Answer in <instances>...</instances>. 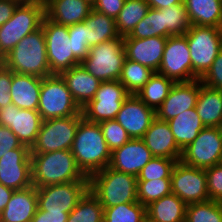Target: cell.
Wrapping results in <instances>:
<instances>
[{
  "label": "cell",
  "mask_w": 222,
  "mask_h": 222,
  "mask_svg": "<svg viewBox=\"0 0 222 222\" xmlns=\"http://www.w3.org/2000/svg\"><path fill=\"white\" fill-rule=\"evenodd\" d=\"M32 185L36 188L73 181H89L71 150L31 153Z\"/></svg>",
  "instance_id": "1"
},
{
  "label": "cell",
  "mask_w": 222,
  "mask_h": 222,
  "mask_svg": "<svg viewBox=\"0 0 222 222\" xmlns=\"http://www.w3.org/2000/svg\"><path fill=\"white\" fill-rule=\"evenodd\" d=\"M71 152L80 170L90 177L110 165L111 151L99 123L84 118L79 122Z\"/></svg>",
  "instance_id": "2"
},
{
  "label": "cell",
  "mask_w": 222,
  "mask_h": 222,
  "mask_svg": "<svg viewBox=\"0 0 222 222\" xmlns=\"http://www.w3.org/2000/svg\"><path fill=\"white\" fill-rule=\"evenodd\" d=\"M1 62L15 73L44 78L53 75L42 26L23 37Z\"/></svg>",
  "instance_id": "3"
},
{
  "label": "cell",
  "mask_w": 222,
  "mask_h": 222,
  "mask_svg": "<svg viewBox=\"0 0 222 222\" xmlns=\"http://www.w3.org/2000/svg\"><path fill=\"white\" fill-rule=\"evenodd\" d=\"M89 190L103 207L137 202V177L107 166L89 177Z\"/></svg>",
  "instance_id": "4"
},
{
  "label": "cell",
  "mask_w": 222,
  "mask_h": 222,
  "mask_svg": "<svg viewBox=\"0 0 222 222\" xmlns=\"http://www.w3.org/2000/svg\"><path fill=\"white\" fill-rule=\"evenodd\" d=\"M45 16L44 2H21L9 21L0 26V61L26 35L41 27Z\"/></svg>",
  "instance_id": "5"
},
{
  "label": "cell",
  "mask_w": 222,
  "mask_h": 222,
  "mask_svg": "<svg viewBox=\"0 0 222 222\" xmlns=\"http://www.w3.org/2000/svg\"><path fill=\"white\" fill-rule=\"evenodd\" d=\"M192 63V75L201 79L222 49V28L191 25L184 34Z\"/></svg>",
  "instance_id": "6"
},
{
  "label": "cell",
  "mask_w": 222,
  "mask_h": 222,
  "mask_svg": "<svg viewBox=\"0 0 222 222\" xmlns=\"http://www.w3.org/2000/svg\"><path fill=\"white\" fill-rule=\"evenodd\" d=\"M126 59L123 37L91 46L81 65L101 82L119 80Z\"/></svg>",
  "instance_id": "7"
},
{
  "label": "cell",
  "mask_w": 222,
  "mask_h": 222,
  "mask_svg": "<svg viewBox=\"0 0 222 222\" xmlns=\"http://www.w3.org/2000/svg\"><path fill=\"white\" fill-rule=\"evenodd\" d=\"M37 111L43 120L82 116L81 108L59 74L42 78Z\"/></svg>",
  "instance_id": "8"
},
{
  "label": "cell",
  "mask_w": 222,
  "mask_h": 222,
  "mask_svg": "<svg viewBox=\"0 0 222 222\" xmlns=\"http://www.w3.org/2000/svg\"><path fill=\"white\" fill-rule=\"evenodd\" d=\"M83 116L60 117L43 120L30 153L71 150L76 130Z\"/></svg>",
  "instance_id": "9"
},
{
  "label": "cell",
  "mask_w": 222,
  "mask_h": 222,
  "mask_svg": "<svg viewBox=\"0 0 222 222\" xmlns=\"http://www.w3.org/2000/svg\"><path fill=\"white\" fill-rule=\"evenodd\" d=\"M41 26L45 35L47 60L52 74H60L81 64L72 52V39H69L68 26L57 24L46 16Z\"/></svg>",
  "instance_id": "10"
},
{
  "label": "cell",
  "mask_w": 222,
  "mask_h": 222,
  "mask_svg": "<svg viewBox=\"0 0 222 222\" xmlns=\"http://www.w3.org/2000/svg\"><path fill=\"white\" fill-rule=\"evenodd\" d=\"M129 95L119 80L101 82L95 97L81 108L82 116L93 123L115 119Z\"/></svg>",
  "instance_id": "11"
},
{
  "label": "cell",
  "mask_w": 222,
  "mask_h": 222,
  "mask_svg": "<svg viewBox=\"0 0 222 222\" xmlns=\"http://www.w3.org/2000/svg\"><path fill=\"white\" fill-rule=\"evenodd\" d=\"M222 160V135L218 127L203 128L195 140L182 150L181 161L189 166L206 169Z\"/></svg>",
  "instance_id": "12"
},
{
  "label": "cell",
  "mask_w": 222,
  "mask_h": 222,
  "mask_svg": "<svg viewBox=\"0 0 222 222\" xmlns=\"http://www.w3.org/2000/svg\"><path fill=\"white\" fill-rule=\"evenodd\" d=\"M36 189L40 210L70 213L89 191V181H73Z\"/></svg>",
  "instance_id": "13"
},
{
  "label": "cell",
  "mask_w": 222,
  "mask_h": 222,
  "mask_svg": "<svg viewBox=\"0 0 222 222\" xmlns=\"http://www.w3.org/2000/svg\"><path fill=\"white\" fill-rule=\"evenodd\" d=\"M171 192L186 205L209 200L205 169L177 161L171 173Z\"/></svg>",
  "instance_id": "14"
},
{
  "label": "cell",
  "mask_w": 222,
  "mask_h": 222,
  "mask_svg": "<svg viewBox=\"0 0 222 222\" xmlns=\"http://www.w3.org/2000/svg\"><path fill=\"white\" fill-rule=\"evenodd\" d=\"M157 72L175 82H188L196 79L192 75L191 56L185 35L167 38L162 62Z\"/></svg>",
  "instance_id": "15"
},
{
  "label": "cell",
  "mask_w": 222,
  "mask_h": 222,
  "mask_svg": "<svg viewBox=\"0 0 222 222\" xmlns=\"http://www.w3.org/2000/svg\"><path fill=\"white\" fill-rule=\"evenodd\" d=\"M0 183L15 190L32 186L30 148L22 145L0 158Z\"/></svg>",
  "instance_id": "16"
},
{
  "label": "cell",
  "mask_w": 222,
  "mask_h": 222,
  "mask_svg": "<svg viewBox=\"0 0 222 222\" xmlns=\"http://www.w3.org/2000/svg\"><path fill=\"white\" fill-rule=\"evenodd\" d=\"M42 122L38 111L19 109L13 103L0 108V125L10 128L19 141L29 148L34 144Z\"/></svg>",
  "instance_id": "17"
},
{
  "label": "cell",
  "mask_w": 222,
  "mask_h": 222,
  "mask_svg": "<svg viewBox=\"0 0 222 222\" xmlns=\"http://www.w3.org/2000/svg\"><path fill=\"white\" fill-rule=\"evenodd\" d=\"M155 118V110L145 105L137 95L130 94L124 100L115 120L131 138H142Z\"/></svg>",
  "instance_id": "18"
},
{
  "label": "cell",
  "mask_w": 222,
  "mask_h": 222,
  "mask_svg": "<svg viewBox=\"0 0 222 222\" xmlns=\"http://www.w3.org/2000/svg\"><path fill=\"white\" fill-rule=\"evenodd\" d=\"M200 90V79L175 82L167 98L156 110V117L169 121L182 112L195 108Z\"/></svg>",
  "instance_id": "19"
},
{
  "label": "cell",
  "mask_w": 222,
  "mask_h": 222,
  "mask_svg": "<svg viewBox=\"0 0 222 222\" xmlns=\"http://www.w3.org/2000/svg\"><path fill=\"white\" fill-rule=\"evenodd\" d=\"M153 154L141 138H131L120 148L111 152L110 167L120 172L135 175L153 158Z\"/></svg>",
  "instance_id": "20"
},
{
  "label": "cell",
  "mask_w": 222,
  "mask_h": 222,
  "mask_svg": "<svg viewBox=\"0 0 222 222\" xmlns=\"http://www.w3.org/2000/svg\"><path fill=\"white\" fill-rule=\"evenodd\" d=\"M168 37H149L145 39L123 38L126 58L157 72L162 62Z\"/></svg>",
  "instance_id": "21"
},
{
  "label": "cell",
  "mask_w": 222,
  "mask_h": 222,
  "mask_svg": "<svg viewBox=\"0 0 222 222\" xmlns=\"http://www.w3.org/2000/svg\"><path fill=\"white\" fill-rule=\"evenodd\" d=\"M141 139L154 157L181 160L182 150L175 142L167 121L156 117Z\"/></svg>",
  "instance_id": "22"
},
{
  "label": "cell",
  "mask_w": 222,
  "mask_h": 222,
  "mask_svg": "<svg viewBox=\"0 0 222 222\" xmlns=\"http://www.w3.org/2000/svg\"><path fill=\"white\" fill-rule=\"evenodd\" d=\"M65 81L73 99L80 108L91 101L101 81L91 75L81 64L73 66L59 74Z\"/></svg>",
  "instance_id": "23"
},
{
  "label": "cell",
  "mask_w": 222,
  "mask_h": 222,
  "mask_svg": "<svg viewBox=\"0 0 222 222\" xmlns=\"http://www.w3.org/2000/svg\"><path fill=\"white\" fill-rule=\"evenodd\" d=\"M45 16L64 26L84 22L93 9L86 0H45Z\"/></svg>",
  "instance_id": "24"
},
{
  "label": "cell",
  "mask_w": 222,
  "mask_h": 222,
  "mask_svg": "<svg viewBox=\"0 0 222 222\" xmlns=\"http://www.w3.org/2000/svg\"><path fill=\"white\" fill-rule=\"evenodd\" d=\"M37 209L38 199L35 186L15 190L0 213V222H31Z\"/></svg>",
  "instance_id": "25"
},
{
  "label": "cell",
  "mask_w": 222,
  "mask_h": 222,
  "mask_svg": "<svg viewBox=\"0 0 222 222\" xmlns=\"http://www.w3.org/2000/svg\"><path fill=\"white\" fill-rule=\"evenodd\" d=\"M42 78L13 72L11 100L19 109L37 111Z\"/></svg>",
  "instance_id": "26"
},
{
  "label": "cell",
  "mask_w": 222,
  "mask_h": 222,
  "mask_svg": "<svg viewBox=\"0 0 222 222\" xmlns=\"http://www.w3.org/2000/svg\"><path fill=\"white\" fill-rule=\"evenodd\" d=\"M195 109L205 127H219L222 121V91L207 87L200 80Z\"/></svg>",
  "instance_id": "27"
},
{
  "label": "cell",
  "mask_w": 222,
  "mask_h": 222,
  "mask_svg": "<svg viewBox=\"0 0 222 222\" xmlns=\"http://www.w3.org/2000/svg\"><path fill=\"white\" fill-rule=\"evenodd\" d=\"M187 205L174 193L146 206L147 218L152 222H185Z\"/></svg>",
  "instance_id": "28"
},
{
  "label": "cell",
  "mask_w": 222,
  "mask_h": 222,
  "mask_svg": "<svg viewBox=\"0 0 222 222\" xmlns=\"http://www.w3.org/2000/svg\"><path fill=\"white\" fill-rule=\"evenodd\" d=\"M175 142L183 150L191 144L200 131L205 128L195 108H191L167 121Z\"/></svg>",
  "instance_id": "29"
},
{
  "label": "cell",
  "mask_w": 222,
  "mask_h": 222,
  "mask_svg": "<svg viewBox=\"0 0 222 222\" xmlns=\"http://www.w3.org/2000/svg\"><path fill=\"white\" fill-rule=\"evenodd\" d=\"M191 25L222 28V0H184Z\"/></svg>",
  "instance_id": "30"
},
{
  "label": "cell",
  "mask_w": 222,
  "mask_h": 222,
  "mask_svg": "<svg viewBox=\"0 0 222 222\" xmlns=\"http://www.w3.org/2000/svg\"><path fill=\"white\" fill-rule=\"evenodd\" d=\"M87 25V41L90 46L97 45L107 40L117 39L115 19L99 13L92 9L88 17L84 20Z\"/></svg>",
  "instance_id": "31"
},
{
  "label": "cell",
  "mask_w": 222,
  "mask_h": 222,
  "mask_svg": "<svg viewBox=\"0 0 222 222\" xmlns=\"http://www.w3.org/2000/svg\"><path fill=\"white\" fill-rule=\"evenodd\" d=\"M174 84V80L154 72L137 96L145 105L156 111L167 98Z\"/></svg>",
  "instance_id": "32"
},
{
  "label": "cell",
  "mask_w": 222,
  "mask_h": 222,
  "mask_svg": "<svg viewBox=\"0 0 222 222\" xmlns=\"http://www.w3.org/2000/svg\"><path fill=\"white\" fill-rule=\"evenodd\" d=\"M149 4L145 0H125L119 15L115 19L117 33L124 37L146 16Z\"/></svg>",
  "instance_id": "33"
},
{
  "label": "cell",
  "mask_w": 222,
  "mask_h": 222,
  "mask_svg": "<svg viewBox=\"0 0 222 222\" xmlns=\"http://www.w3.org/2000/svg\"><path fill=\"white\" fill-rule=\"evenodd\" d=\"M153 74L150 68L126 58L119 81L129 94L137 95Z\"/></svg>",
  "instance_id": "34"
},
{
  "label": "cell",
  "mask_w": 222,
  "mask_h": 222,
  "mask_svg": "<svg viewBox=\"0 0 222 222\" xmlns=\"http://www.w3.org/2000/svg\"><path fill=\"white\" fill-rule=\"evenodd\" d=\"M104 208L89 190L69 213L67 222H103Z\"/></svg>",
  "instance_id": "35"
},
{
  "label": "cell",
  "mask_w": 222,
  "mask_h": 222,
  "mask_svg": "<svg viewBox=\"0 0 222 222\" xmlns=\"http://www.w3.org/2000/svg\"><path fill=\"white\" fill-rule=\"evenodd\" d=\"M159 10L163 14L164 37L184 35L189 30L191 23L184 3Z\"/></svg>",
  "instance_id": "36"
},
{
  "label": "cell",
  "mask_w": 222,
  "mask_h": 222,
  "mask_svg": "<svg viewBox=\"0 0 222 222\" xmlns=\"http://www.w3.org/2000/svg\"><path fill=\"white\" fill-rule=\"evenodd\" d=\"M103 208V222H142L147 217L146 206L138 201Z\"/></svg>",
  "instance_id": "37"
},
{
  "label": "cell",
  "mask_w": 222,
  "mask_h": 222,
  "mask_svg": "<svg viewBox=\"0 0 222 222\" xmlns=\"http://www.w3.org/2000/svg\"><path fill=\"white\" fill-rule=\"evenodd\" d=\"M185 222H222V202L209 199L188 204Z\"/></svg>",
  "instance_id": "38"
},
{
  "label": "cell",
  "mask_w": 222,
  "mask_h": 222,
  "mask_svg": "<svg viewBox=\"0 0 222 222\" xmlns=\"http://www.w3.org/2000/svg\"><path fill=\"white\" fill-rule=\"evenodd\" d=\"M164 37L163 14L159 9L149 8L146 16L135 26L132 32L123 38L145 39L149 37Z\"/></svg>",
  "instance_id": "39"
},
{
  "label": "cell",
  "mask_w": 222,
  "mask_h": 222,
  "mask_svg": "<svg viewBox=\"0 0 222 222\" xmlns=\"http://www.w3.org/2000/svg\"><path fill=\"white\" fill-rule=\"evenodd\" d=\"M171 193V178L137 181V200L144 206Z\"/></svg>",
  "instance_id": "40"
},
{
  "label": "cell",
  "mask_w": 222,
  "mask_h": 222,
  "mask_svg": "<svg viewBox=\"0 0 222 222\" xmlns=\"http://www.w3.org/2000/svg\"><path fill=\"white\" fill-rule=\"evenodd\" d=\"M178 160L163 157H153L137 176V181L171 178L174 165Z\"/></svg>",
  "instance_id": "41"
},
{
  "label": "cell",
  "mask_w": 222,
  "mask_h": 222,
  "mask_svg": "<svg viewBox=\"0 0 222 222\" xmlns=\"http://www.w3.org/2000/svg\"><path fill=\"white\" fill-rule=\"evenodd\" d=\"M99 125L111 152L131 139L127 131L115 119L102 121Z\"/></svg>",
  "instance_id": "42"
},
{
  "label": "cell",
  "mask_w": 222,
  "mask_h": 222,
  "mask_svg": "<svg viewBox=\"0 0 222 222\" xmlns=\"http://www.w3.org/2000/svg\"><path fill=\"white\" fill-rule=\"evenodd\" d=\"M86 29L85 22L68 26L69 39H72V52L80 63L87 57L91 47L87 41Z\"/></svg>",
  "instance_id": "43"
},
{
  "label": "cell",
  "mask_w": 222,
  "mask_h": 222,
  "mask_svg": "<svg viewBox=\"0 0 222 222\" xmlns=\"http://www.w3.org/2000/svg\"><path fill=\"white\" fill-rule=\"evenodd\" d=\"M209 199L222 202V164L205 169Z\"/></svg>",
  "instance_id": "44"
},
{
  "label": "cell",
  "mask_w": 222,
  "mask_h": 222,
  "mask_svg": "<svg viewBox=\"0 0 222 222\" xmlns=\"http://www.w3.org/2000/svg\"><path fill=\"white\" fill-rule=\"evenodd\" d=\"M200 80L207 87L222 91V49L219 51L210 69Z\"/></svg>",
  "instance_id": "45"
},
{
  "label": "cell",
  "mask_w": 222,
  "mask_h": 222,
  "mask_svg": "<svg viewBox=\"0 0 222 222\" xmlns=\"http://www.w3.org/2000/svg\"><path fill=\"white\" fill-rule=\"evenodd\" d=\"M12 76L13 71L0 61V108L12 103L10 95Z\"/></svg>",
  "instance_id": "46"
},
{
  "label": "cell",
  "mask_w": 222,
  "mask_h": 222,
  "mask_svg": "<svg viewBox=\"0 0 222 222\" xmlns=\"http://www.w3.org/2000/svg\"><path fill=\"white\" fill-rule=\"evenodd\" d=\"M22 145L10 128L0 125V158L9 150L20 148Z\"/></svg>",
  "instance_id": "47"
},
{
  "label": "cell",
  "mask_w": 222,
  "mask_h": 222,
  "mask_svg": "<svg viewBox=\"0 0 222 222\" xmlns=\"http://www.w3.org/2000/svg\"><path fill=\"white\" fill-rule=\"evenodd\" d=\"M125 0H97L93 4V9L108 17L116 19L121 11Z\"/></svg>",
  "instance_id": "48"
},
{
  "label": "cell",
  "mask_w": 222,
  "mask_h": 222,
  "mask_svg": "<svg viewBox=\"0 0 222 222\" xmlns=\"http://www.w3.org/2000/svg\"><path fill=\"white\" fill-rule=\"evenodd\" d=\"M68 216L67 212H50L38 208L31 222H67Z\"/></svg>",
  "instance_id": "49"
},
{
  "label": "cell",
  "mask_w": 222,
  "mask_h": 222,
  "mask_svg": "<svg viewBox=\"0 0 222 222\" xmlns=\"http://www.w3.org/2000/svg\"><path fill=\"white\" fill-rule=\"evenodd\" d=\"M19 3L18 0H0V26L9 21Z\"/></svg>",
  "instance_id": "50"
},
{
  "label": "cell",
  "mask_w": 222,
  "mask_h": 222,
  "mask_svg": "<svg viewBox=\"0 0 222 222\" xmlns=\"http://www.w3.org/2000/svg\"><path fill=\"white\" fill-rule=\"evenodd\" d=\"M150 8L162 9L175 4H182L184 0H145Z\"/></svg>",
  "instance_id": "51"
},
{
  "label": "cell",
  "mask_w": 222,
  "mask_h": 222,
  "mask_svg": "<svg viewBox=\"0 0 222 222\" xmlns=\"http://www.w3.org/2000/svg\"><path fill=\"white\" fill-rule=\"evenodd\" d=\"M14 190L0 183V213L4 210L9 202Z\"/></svg>",
  "instance_id": "52"
},
{
  "label": "cell",
  "mask_w": 222,
  "mask_h": 222,
  "mask_svg": "<svg viewBox=\"0 0 222 222\" xmlns=\"http://www.w3.org/2000/svg\"><path fill=\"white\" fill-rule=\"evenodd\" d=\"M20 3L21 2H44L45 0H18Z\"/></svg>",
  "instance_id": "53"
},
{
  "label": "cell",
  "mask_w": 222,
  "mask_h": 222,
  "mask_svg": "<svg viewBox=\"0 0 222 222\" xmlns=\"http://www.w3.org/2000/svg\"><path fill=\"white\" fill-rule=\"evenodd\" d=\"M88 1L91 5H93L97 0H86Z\"/></svg>",
  "instance_id": "54"
},
{
  "label": "cell",
  "mask_w": 222,
  "mask_h": 222,
  "mask_svg": "<svg viewBox=\"0 0 222 222\" xmlns=\"http://www.w3.org/2000/svg\"><path fill=\"white\" fill-rule=\"evenodd\" d=\"M219 130H220V132H221V135H222V121H221V123H220V125H219Z\"/></svg>",
  "instance_id": "55"
},
{
  "label": "cell",
  "mask_w": 222,
  "mask_h": 222,
  "mask_svg": "<svg viewBox=\"0 0 222 222\" xmlns=\"http://www.w3.org/2000/svg\"><path fill=\"white\" fill-rule=\"evenodd\" d=\"M142 222H152L147 217Z\"/></svg>",
  "instance_id": "56"
}]
</instances>
